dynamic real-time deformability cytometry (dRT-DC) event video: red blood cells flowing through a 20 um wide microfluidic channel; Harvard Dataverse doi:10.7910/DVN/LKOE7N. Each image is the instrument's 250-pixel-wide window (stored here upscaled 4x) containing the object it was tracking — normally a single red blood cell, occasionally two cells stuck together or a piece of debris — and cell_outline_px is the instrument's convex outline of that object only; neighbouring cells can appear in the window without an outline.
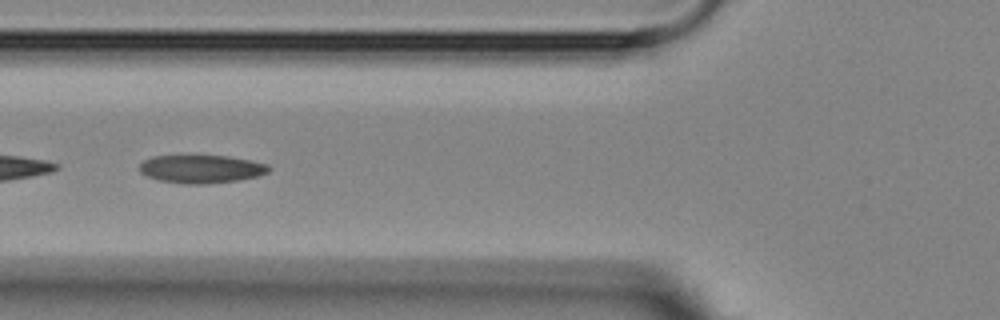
{"species": "Egyptian fruit bat (a non-hibernating species)", "species_latin": "Rousettus aegyptiacus", "temperature_condition": "room temperature", "stored_images_in_passage": 13, "camera_frame_rate_fps": 3000, "um_per_image_px": 0.085, "animal": {"sex": "female"}, "frame": {"image": 1, "passage_image": 4, "time_ms": 4.333, "image_size_px": [1000, 320], "cell_outline_px": [[272, 168], [268, 172], [256, 176], [236, 180], [204, 184], [184, 184], [160, 180], [148, 176], [140, 172], [140, 164], [144, 160], [152, 156], [228, 156], [252, 160], [268, 164]], "centroid_in_image_um": [17.13, 14.36], "position_along_channel_um": 108.7, "area_um2": 21.04}}
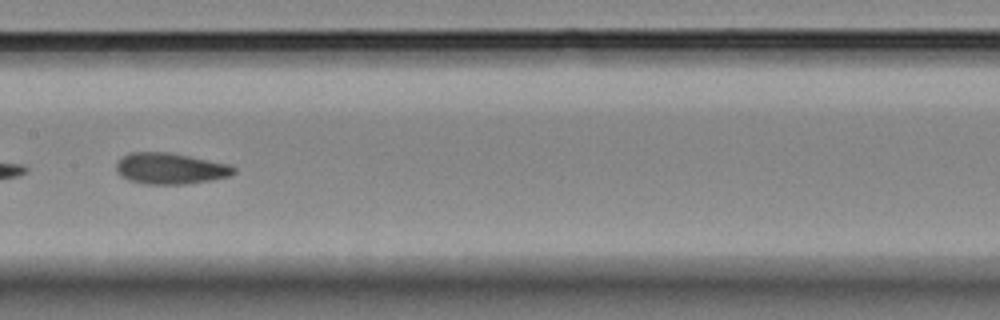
{"frame": {"image": 2, "passage_image": 6, "time_ms": 6.667, "image_size_px": [1000, 320], "cell_outline_px": [[236, 172], [228, 176], [212, 180], [184, 184], [148, 184], [128, 180], [120, 176], [116, 172], [116, 164], [128, 152], [168, 152], [228, 164], [236, 168]], "centroid_in_image_um": [14.45, 14.33], "position_along_channel_um": 192.9, "area_um2": 21.21}, "authors_computed_cell_mechanics": {"area_um2": 21.5016, "velocity_mm_per_s": 3.5957, "shape_relaxation_time_tau1_ms": 4.1691, "shape_relaxation_time_tau2_ms": 1.8092, "deformation_change_tau1": 0.1288, "deformation_change_tau2": 0.059}}